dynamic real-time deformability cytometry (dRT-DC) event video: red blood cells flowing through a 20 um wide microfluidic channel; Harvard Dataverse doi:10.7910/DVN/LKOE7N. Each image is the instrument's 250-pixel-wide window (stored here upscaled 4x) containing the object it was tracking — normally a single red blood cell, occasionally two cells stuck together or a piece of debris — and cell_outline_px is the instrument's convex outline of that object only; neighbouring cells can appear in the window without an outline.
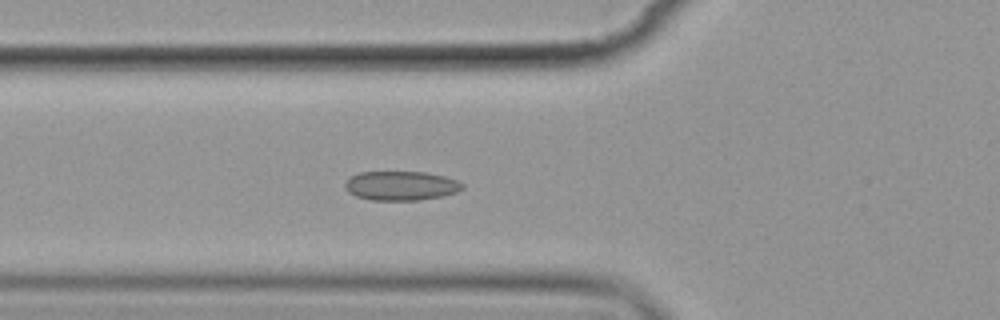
{"species": "common noctule bat (a hibernating species)", "species_latin": "Nyctalus noctula", "temperature_condition": "cold", "stored_images_in_passage": 6, "camera_frame_rate_fps": 3000, "um_per_image_px": 0.085, "animal": {"sex": "female", "body_mass_g": 19.9}, "frame": {"image": 1, "passage_image": 6, "time_ms": 6.0, "image_size_px": [1000, 320], "cell_outline_px": [[464, 188], [456, 192], [440, 196], [420, 200], [372, 200], [356, 196], [348, 192], [344, 188], [344, 184], [352, 176], [360, 172], [424, 172], [444, 176], [456, 180], [464, 184]], "centroid_in_image_um": [34.08, 15.79], "position_along_channel_um": 91.7, "area_um2": 19.88}}